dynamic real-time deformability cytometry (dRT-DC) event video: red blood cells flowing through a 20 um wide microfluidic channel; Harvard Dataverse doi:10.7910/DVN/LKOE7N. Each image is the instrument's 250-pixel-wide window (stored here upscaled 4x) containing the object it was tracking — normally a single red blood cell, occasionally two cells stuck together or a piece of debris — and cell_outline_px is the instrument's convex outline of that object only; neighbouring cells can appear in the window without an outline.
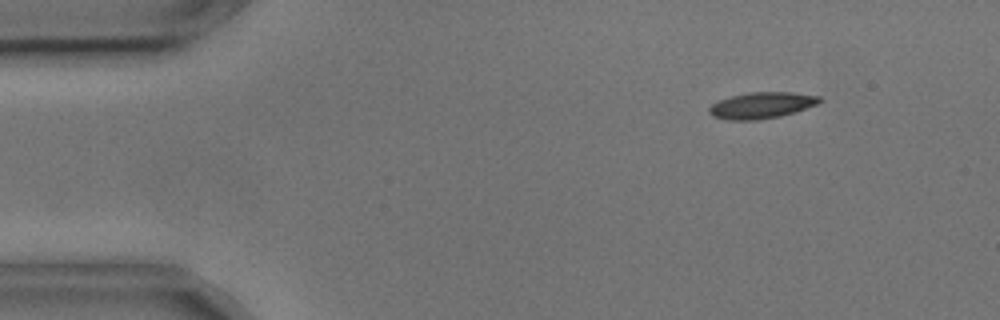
{"species": "common noctule bat (a hibernating species)", "species_latin": "Nyctalus noctula", "temperature_condition": "cold", "stored_images_in_passage": 4, "camera_frame_rate_fps": 3000, "um_per_image_px": 0.085, "animal": {"sex": "male", "body_mass_g": 17.9, "forearm_length_mm": 54.2}, "frame": {"image": 1, "passage_image": 2, "time_ms": 0.333, "image_size_px": [1000, 320], "cell_outline_px": [[824, 100], [816, 104], [796, 112], [780, 116], [756, 120], [728, 120], [712, 116], [708, 112], [708, 108], [712, 104], [720, 100], [732, 96], [752, 92], [792, 92], [820, 96]], "centroid_in_image_um": [64.75, 8.95], "position_along_channel_um": 20.3, "area_um2": 16.88}}